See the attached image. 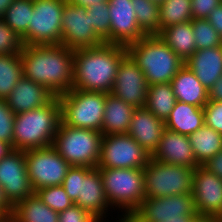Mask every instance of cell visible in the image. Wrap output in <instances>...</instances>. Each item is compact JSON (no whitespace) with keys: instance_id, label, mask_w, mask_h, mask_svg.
I'll list each match as a JSON object with an SVG mask.
<instances>
[{"instance_id":"22","label":"cell","mask_w":222,"mask_h":222,"mask_svg":"<svg viewBox=\"0 0 222 222\" xmlns=\"http://www.w3.org/2000/svg\"><path fill=\"white\" fill-rule=\"evenodd\" d=\"M185 65L209 91L222 76V45L196 50Z\"/></svg>"},{"instance_id":"41","label":"cell","mask_w":222,"mask_h":222,"mask_svg":"<svg viewBox=\"0 0 222 222\" xmlns=\"http://www.w3.org/2000/svg\"><path fill=\"white\" fill-rule=\"evenodd\" d=\"M222 0H191L193 19H207L211 11L220 6Z\"/></svg>"},{"instance_id":"27","label":"cell","mask_w":222,"mask_h":222,"mask_svg":"<svg viewBox=\"0 0 222 222\" xmlns=\"http://www.w3.org/2000/svg\"><path fill=\"white\" fill-rule=\"evenodd\" d=\"M11 217L12 222H58L59 214L34 193L13 206Z\"/></svg>"},{"instance_id":"16","label":"cell","mask_w":222,"mask_h":222,"mask_svg":"<svg viewBox=\"0 0 222 222\" xmlns=\"http://www.w3.org/2000/svg\"><path fill=\"white\" fill-rule=\"evenodd\" d=\"M147 89L143 71L127 53L120 61L111 94L134 108H141L146 103Z\"/></svg>"},{"instance_id":"23","label":"cell","mask_w":222,"mask_h":222,"mask_svg":"<svg viewBox=\"0 0 222 222\" xmlns=\"http://www.w3.org/2000/svg\"><path fill=\"white\" fill-rule=\"evenodd\" d=\"M171 85L178 101L203 108L208 103V91L185 64L172 78Z\"/></svg>"},{"instance_id":"42","label":"cell","mask_w":222,"mask_h":222,"mask_svg":"<svg viewBox=\"0 0 222 222\" xmlns=\"http://www.w3.org/2000/svg\"><path fill=\"white\" fill-rule=\"evenodd\" d=\"M203 166L222 179V150L209 159Z\"/></svg>"},{"instance_id":"48","label":"cell","mask_w":222,"mask_h":222,"mask_svg":"<svg viewBox=\"0 0 222 222\" xmlns=\"http://www.w3.org/2000/svg\"><path fill=\"white\" fill-rule=\"evenodd\" d=\"M12 150L11 146L5 141L0 140V159Z\"/></svg>"},{"instance_id":"30","label":"cell","mask_w":222,"mask_h":222,"mask_svg":"<svg viewBox=\"0 0 222 222\" xmlns=\"http://www.w3.org/2000/svg\"><path fill=\"white\" fill-rule=\"evenodd\" d=\"M22 77L20 52L0 55V99H6Z\"/></svg>"},{"instance_id":"11","label":"cell","mask_w":222,"mask_h":222,"mask_svg":"<svg viewBox=\"0 0 222 222\" xmlns=\"http://www.w3.org/2000/svg\"><path fill=\"white\" fill-rule=\"evenodd\" d=\"M25 161L34 192L40 188L62 185L71 167L52 145L25 151Z\"/></svg>"},{"instance_id":"26","label":"cell","mask_w":222,"mask_h":222,"mask_svg":"<svg viewBox=\"0 0 222 222\" xmlns=\"http://www.w3.org/2000/svg\"><path fill=\"white\" fill-rule=\"evenodd\" d=\"M185 63L196 51L192 20L162 29L157 34Z\"/></svg>"},{"instance_id":"29","label":"cell","mask_w":222,"mask_h":222,"mask_svg":"<svg viewBox=\"0 0 222 222\" xmlns=\"http://www.w3.org/2000/svg\"><path fill=\"white\" fill-rule=\"evenodd\" d=\"M176 102L171 83L154 84L148 86L144 107L165 122Z\"/></svg>"},{"instance_id":"43","label":"cell","mask_w":222,"mask_h":222,"mask_svg":"<svg viewBox=\"0 0 222 222\" xmlns=\"http://www.w3.org/2000/svg\"><path fill=\"white\" fill-rule=\"evenodd\" d=\"M207 20L222 38V4L211 11Z\"/></svg>"},{"instance_id":"54","label":"cell","mask_w":222,"mask_h":222,"mask_svg":"<svg viewBox=\"0 0 222 222\" xmlns=\"http://www.w3.org/2000/svg\"><path fill=\"white\" fill-rule=\"evenodd\" d=\"M219 220L220 222H222V214L219 216Z\"/></svg>"},{"instance_id":"19","label":"cell","mask_w":222,"mask_h":222,"mask_svg":"<svg viewBox=\"0 0 222 222\" xmlns=\"http://www.w3.org/2000/svg\"><path fill=\"white\" fill-rule=\"evenodd\" d=\"M151 158L170 165H180L189 168L199 166L196 162L189 136L170 131L166 128Z\"/></svg>"},{"instance_id":"45","label":"cell","mask_w":222,"mask_h":222,"mask_svg":"<svg viewBox=\"0 0 222 222\" xmlns=\"http://www.w3.org/2000/svg\"><path fill=\"white\" fill-rule=\"evenodd\" d=\"M12 209H13V206L7 200L5 193H4V189L0 185V214L11 215Z\"/></svg>"},{"instance_id":"24","label":"cell","mask_w":222,"mask_h":222,"mask_svg":"<svg viewBox=\"0 0 222 222\" xmlns=\"http://www.w3.org/2000/svg\"><path fill=\"white\" fill-rule=\"evenodd\" d=\"M134 109L111 93L106 94L102 134H127Z\"/></svg>"},{"instance_id":"7","label":"cell","mask_w":222,"mask_h":222,"mask_svg":"<svg viewBox=\"0 0 222 222\" xmlns=\"http://www.w3.org/2000/svg\"><path fill=\"white\" fill-rule=\"evenodd\" d=\"M102 137L97 130L69 127L61 121L52 146L71 166L96 168Z\"/></svg>"},{"instance_id":"12","label":"cell","mask_w":222,"mask_h":222,"mask_svg":"<svg viewBox=\"0 0 222 222\" xmlns=\"http://www.w3.org/2000/svg\"><path fill=\"white\" fill-rule=\"evenodd\" d=\"M150 158L129 134L103 135L97 168L143 169Z\"/></svg>"},{"instance_id":"40","label":"cell","mask_w":222,"mask_h":222,"mask_svg":"<svg viewBox=\"0 0 222 222\" xmlns=\"http://www.w3.org/2000/svg\"><path fill=\"white\" fill-rule=\"evenodd\" d=\"M58 214V222H100L89 211L83 210L75 204Z\"/></svg>"},{"instance_id":"6","label":"cell","mask_w":222,"mask_h":222,"mask_svg":"<svg viewBox=\"0 0 222 222\" xmlns=\"http://www.w3.org/2000/svg\"><path fill=\"white\" fill-rule=\"evenodd\" d=\"M62 186L69 198L83 210L89 211L103 222L109 209L103 181L98 168L71 166L63 180Z\"/></svg>"},{"instance_id":"37","label":"cell","mask_w":222,"mask_h":222,"mask_svg":"<svg viewBox=\"0 0 222 222\" xmlns=\"http://www.w3.org/2000/svg\"><path fill=\"white\" fill-rule=\"evenodd\" d=\"M21 38L0 18V55L21 52Z\"/></svg>"},{"instance_id":"21","label":"cell","mask_w":222,"mask_h":222,"mask_svg":"<svg viewBox=\"0 0 222 222\" xmlns=\"http://www.w3.org/2000/svg\"><path fill=\"white\" fill-rule=\"evenodd\" d=\"M54 97L45 86L22 77L5 100L7 106L15 114H19L43 107Z\"/></svg>"},{"instance_id":"15","label":"cell","mask_w":222,"mask_h":222,"mask_svg":"<svg viewBox=\"0 0 222 222\" xmlns=\"http://www.w3.org/2000/svg\"><path fill=\"white\" fill-rule=\"evenodd\" d=\"M0 185L12 206L34 194L27 173L25 151L12 149L0 159Z\"/></svg>"},{"instance_id":"38","label":"cell","mask_w":222,"mask_h":222,"mask_svg":"<svg viewBox=\"0 0 222 222\" xmlns=\"http://www.w3.org/2000/svg\"><path fill=\"white\" fill-rule=\"evenodd\" d=\"M15 113L7 106L5 99H0V140L13 149Z\"/></svg>"},{"instance_id":"25","label":"cell","mask_w":222,"mask_h":222,"mask_svg":"<svg viewBox=\"0 0 222 222\" xmlns=\"http://www.w3.org/2000/svg\"><path fill=\"white\" fill-rule=\"evenodd\" d=\"M205 125L201 107L178 101L165 121V128L183 135H191Z\"/></svg>"},{"instance_id":"53","label":"cell","mask_w":222,"mask_h":222,"mask_svg":"<svg viewBox=\"0 0 222 222\" xmlns=\"http://www.w3.org/2000/svg\"><path fill=\"white\" fill-rule=\"evenodd\" d=\"M123 222H133L130 218L123 220Z\"/></svg>"},{"instance_id":"34","label":"cell","mask_w":222,"mask_h":222,"mask_svg":"<svg viewBox=\"0 0 222 222\" xmlns=\"http://www.w3.org/2000/svg\"><path fill=\"white\" fill-rule=\"evenodd\" d=\"M192 29L193 35L196 38V50L208 49L222 45V38L207 19H193Z\"/></svg>"},{"instance_id":"28","label":"cell","mask_w":222,"mask_h":222,"mask_svg":"<svg viewBox=\"0 0 222 222\" xmlns=\"http://www.w3.org/2000/svg\"><path fill=\"white\" fill-rule=\"evenodd\" d=\"M189 139L199 165H204L222 150V135L206 125L189 135Z\"/></svg>"},{"instance_id":"4","label":"cell","mask_w":222,"mask_h":222,"mask_svg":"<svg viewBox=\"0 0 222 222\" xmlns=\"http://www.w3.org/2000/svg\"><path fill=\"white\" fill-rule=\"evenodd\" d=\"M126 48L143 71L148 86L171 83L185 64L158 35H146Z\"/></svg>"},{"instance_id":"20","label":"cell","mask_w":222,"mask_h":222,"mask_svg":"<svg viewBox=\"0 0 222 222\" xmlns=\"http://www.w3.org/2000/svg\"><path fill=\"white\" fill-rule=\"evenodd\" d=\"M165 130V122L145 107L135 108L130 122L129 134L149 155L157 149L162 134Z\"/></svg>"},{"instance_id":"31","label":"cell","mask_w":222,"mask_h":222,"mask_svg":"<svg viewBox=\"0 0 222 222\" xmlns=\"http://www.w3.org/2000/svg\"><path fill=\"white\" fill-rule=\"evenodd\" d=\"M33 15V0H14L5 11L3 21L21 38Z\"/></svg>"},{"instance_id":"13","label":"cell","mask_w":222,"mask_h":222,"mask_svg":"<svg viewBox=\"0 0 222 222\" xmlns=\"http://www.w3.org/2000/svg\"><path fill=\"white\" fill-rule=\"evenodd\" d=\"M193 194L146 197L129 217L133 222H162L165 219H181V216H197Z\"/></svg>"},{"instance_id":"49","label":"cell","mask_w":222,"mask_h":222,"mask_svg":"<svg viewBox=\"0 0 222 222\" xmlns=\"http://www.w3.org/2000/svg\"><path fill=\"white\" fill-rule=\"evenodd\" d=\"M14 0H0V18H3L5 11Z\"/></svg>"},{"instance_id":"2","label":"cell","mask_w":222,"mask_h":222,"mask_svg":"<svg viewBox=\"0 0 222 222\" xmlns=\"http://www.w3.org/2000/svg\"><path fill=\"white\" fill-rule=\"evenodd\" d=\"M126 54L125 46L108 43L73 50L72 89L111 93L120 61Z\"/></svg>"},{"instance_id":"14","label":"cell","mask_w":222,"mask_h":222,"mask_svg":"<svg viewBox=\"0 0 222 222\" xmlns=\"http://www.w3.org/2000/svg\"><path fill=\"white\" fill-rule=\"evenodd\" d=\"M88 8L65 1L62 12L61 45L71 50L98 47L105 42L96 34L89 17Z\"/></svg>"},{"instance_id":"10","label":"cell","mask_w":222,"mask_h":222,"mask_svg":"<svg viewBox=\"0 0 222 222\" xmlns=\"http://www.w3.org/2000/svg\"><path fill=\"white\" fill-rule=\"evenodd\" d=\"M66 0H33V15L23 45H60L62 12Z\"/></svg>"},{"instance_id":"8","label":"cell","mask_w":222,"mask_h":222,"mask_svg":"<svg viewBox=\"0 0 222 222\" xmlns=\"http://www.w3.org/2000/svg\"><path fill=\"white\" fill-rule=\"evenodd\" d=\"M58 98L65 125L102 132L106 93L71 89Z\"/></svg>"},{"instance_id":"3","label":"cell","mask_w":222,"mask_h":222,"mask_svg":"<svg viewBox=\"0 0 222 222\" xmlns=\"http://www.w3.org/2000/svg\"><path fill=\"white\" fill-rule=\"evenodd\" d=\"M61 121V104L57 96L43 107L16 114L13 149L27 151L51 146Z\"/></svg>"},{"instance_id":"39","label":"cell","mask_w":222,"mask_h":222,"mask_svg":"<svg viewBox=\"0 0 222 222\" xmlns=\"http://www.w3.org/2000/svg\"><path fill=\"white\" fill-rule=\"evenodd\" d=\"M203 110L205 125L222 135V102L208 101Z\"/></svg>"},{"instance_id":"1","label":"cell","mask_w":222,"mask_h":222,"mask_svg":"<svg viewBox=\"0 0 222 222\" xmlns=\"http://www.w3.org/2000/svg\"><path fill=\"white\" fill-rule=\"evenodd\" d=\"M23 77L45 86L54 96L73 85V50L64 45H23Z\"/></svg>"},{"instance_id":"51","label":"cell","mask_w":222,"mask_h":222,"mask_svg":"<svg viewBox=\"0 0 222 222\" xmlns=\"http://www.w3.org/2000/svg\"><path fill=\"white\" fill-rule=\"evenodd\" d=\"M0 222H12L11 215L0 214Z\"/></svg>"},{"instance_id":"50","label":"cell","mask_w":222,"mask_h":222,"mask_svg":"<svg viewBox=\"0 0 222 222\" xmlns=\"http://www.w3.org/2000/svg\"><path fill=\"white\" fill-rule=\"evenodd\" d=\"M196 216H181V219H165L162 222H192Z\"/></svg>"},{"instance_id":"18","label":"cell","mask_w":222,"mask_h":222,"mask_svg":"<svg viewBox=\"0 0 222 222\" xmlns=\"http://www.w3.org/2000/svg\"><path fill=\"white\" fill-rule=\"evenodd\" d=\"M110 12L109 44L127 47L146 36L137 24L131 0H108Z\"/></svg>"},{"instance_id":"35","label":"cell","mask_w":222,"mask_h":222,"mask_svg":"<svg viewBox=\"0 0 222 222\" xmlns=\"http://www.w3.org/2000/svg\"><path fill=\"white\" fill-rule=\"evenodd\" d=\"M40 200L55 212H62L74 202L69 198L62 185L40 188L34 192Z\"/></svg>"},{"instance_id":"33","label":"cell","mask_w":222,"mask_h":222,"mask_svg":"<svg viewBox=\"0 0 222 222\" xmlns=\"http://www.w3.org/2000/svg\"><path fill=\"white\" fill-rule=\"evenodd\" d=\"M159 10L161 30L193 20L191 0H165L159 6Z\"/></svg>"},{"instance_id":"32","label":"cell","mask_w":222,"mask_h":222,"mask_svg":"<svg viewBox=\"0 0 222 222\" xmlns=\"http://www.w3.org/2000/svg\"><path fill=\"white\" fill-rule=\"evenodd\" d=\"M137 24L146 35H157L161 31L159 5L151 0H131Z\"/></svg>"},{"instance_id":"47","label":"cell","mask_w":222,"mask_h":222,"mask_svg":"<svg viewBox=\"0 0 222 222\" xmlns=\"http://www.w3.org/2000/svg\"><path fill=\"white\" fill-rule=\"evenodd\" d=\"M192 222H220V220L216 216L197 215Z\"/></svg>"},{"instance_id":"52","label":"cell","mask_w":222,"mask_h":222,"mask_svg":"<svg viewBox=\"0 0 222 222\" xmlns=\"http://www.w3.org/2000/svg\"><path fill=\"white\" fill-rule=\"evenodd\" d=\"M151 1L160 6L165 0H151Z\"/></svg>"},{"instance_id":"5","label":"cell","mask_w":222,"mask_h":222,"mask_svg":"<svg viewBox=\"0 0 222 222\" xmlns=\"http://www.w3.org/2000/svg\"><path fill=\"white\" fill-rule=\"evenodd\" d=\"M104 192L112 210L123 212L117 222L129 218L146 198L143 169L98 168ZM115 206V207H114ZM123 216V217H122Z\"/></svg>"},{"instance_id":"9","label":"cell","mask_w":222,"mask_h":222,"mask_svg":"<svg viewBox=\"0 0 222 222\" xmlns=\"http://www.w3.org/2000/svg\"><path fill=\"white\" fill-rule=\"evenodd\" d=\"M194 169L150 158L143 168L146 197L158 198L192 193Z\"/></svg>"},{"instance_id":"44","label":"cell","mask_w":222,"mask_h":222,"mask_svg":"<svg viewBox=\"0 0 222 222\" xmlns=\"http://www.w3.org/2000/svg\"><path fill=\"white\" fill-rule=\"evenodd\" d=\"M208 101L222 102V76L208 91Z\"/></svg>"},{"instance_id":"46","label":"cell","mask_w":222,"mask_h":222,"mask_svg":"<svg viewBox=\"0 0 222 222\" xmlns=\"http://www.w3.org/2000/svg\"><path fill=\"white\" fill-rule=\"evenodd\" d=\"M67 2L84 8H89L90 6L100 5L101 3H106L108 0H66Z\"/></svg>"},{"instance_id":"36","label":"cell","mask_w":222,"mask_h":222,"mask_svg":"<svg viewBox=\"0 0 222 222\" xmlns=\"http://www.w3.org/2000/svg\"><path fill=\"white\" fill-rule=\"evenodd\" d=\"M86 15L89 17L96 34L109 44L110 12L108 2L90 6Z\"/></svg>"},{"instance_id":"17","label":"cell","mask_w":222,"mask_h":222,"mask_svg":"<svg viewBox=\"0 0 222 222\" xmlns=\"http://www.w3.org/2000/svg\"><path fill=\"white\" fill-rule=\"evenodd\" d=\"M192 194L198 215L219 217L222 214V179L203 165L194 169Z\"/></svg>"}]
</instances>
